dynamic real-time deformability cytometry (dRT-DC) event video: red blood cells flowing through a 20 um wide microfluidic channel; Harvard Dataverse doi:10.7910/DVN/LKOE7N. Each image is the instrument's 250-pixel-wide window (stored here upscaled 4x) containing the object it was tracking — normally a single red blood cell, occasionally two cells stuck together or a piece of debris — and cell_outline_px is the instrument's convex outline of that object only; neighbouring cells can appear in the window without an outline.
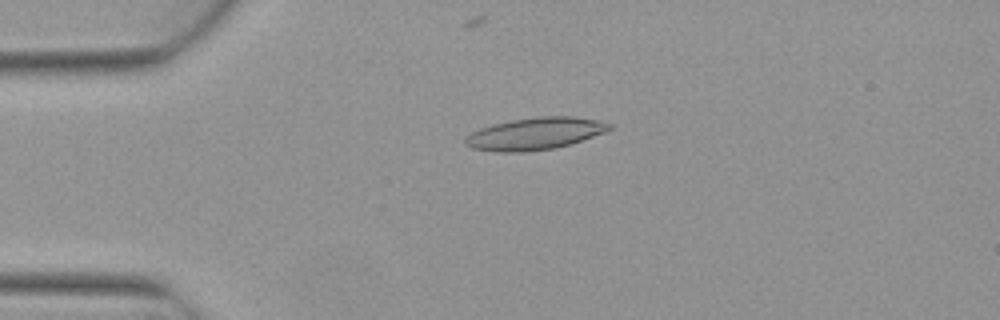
{"species": "Egyptian fruit bat (a non-hibernating species)", "species_latin": "Rousettus aegyptiacus", "temperature_condition": "warm", "stored_images_in_passage": 6, "camera_frame_rate_fps": 3000, "um_per_image_px": 0.085, "animal": {"sex": "female"}, "frame": {"image": 1, "passage_image": 4, "time_ms": 1.0, "image_size_px": [1000, 320], "cell_outline_px": [[612, 128], [604, 132], [572, 144], [556, 148], [524, 152], [496, 152], [472, 148], [464, 144], [464, 136], [480, 128], [492, 124], [512, 120], [536, 116], [572, 116], [596, 120], [612, 124]], "centroid_in_image_um": [45.44, 11.37], "position_along_channel_um": 39.6, "area_um2": 27.17}}